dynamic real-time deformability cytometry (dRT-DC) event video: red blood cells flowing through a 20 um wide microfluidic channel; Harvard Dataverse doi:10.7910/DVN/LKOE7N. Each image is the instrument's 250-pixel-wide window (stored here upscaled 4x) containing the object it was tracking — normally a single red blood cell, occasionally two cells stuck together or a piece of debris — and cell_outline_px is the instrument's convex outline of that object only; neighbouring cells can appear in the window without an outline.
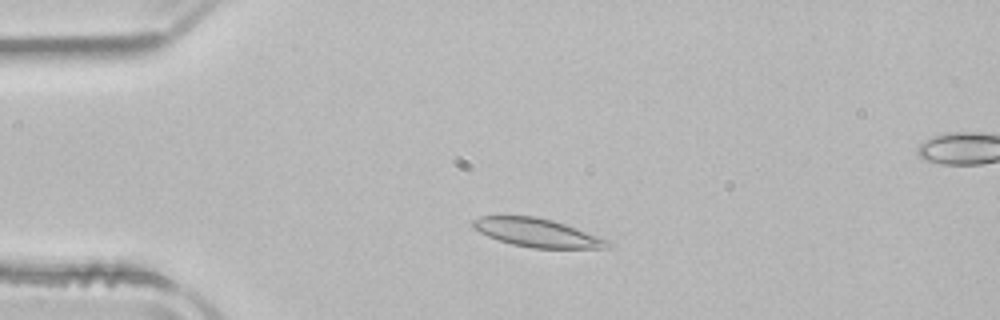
{"species": "common noctule bat (a hibernating species)", "species_latin": "Nyctalus noctula", "temperature_condition": "room temperature", "stored_images_in_passage": 2, "segment_of_instrument_passage": [1, 2], "camera_frame_rate_fps": 3000, "um_per_image_px": 0.085, "animal": {"sex": "male", "body_mass_g": 21.5, "forearm_length_mm": 52.0}, "frame": {"image": 1, "passage_image": 1, "time_ms": 0.0, "image_size_px": [1000, 320], "cell_outline_px": [[616, 244], [608, 248], [532, 248], [512, 244], [488, 236], [472, 228], [472, 220], [480, 216], [536, 216], [552, 220], [612, 240]], "centroid_in_image_um": [45.72, 19.79], "position_along_channel_um": 39.3, "area_um2": 22.48}}